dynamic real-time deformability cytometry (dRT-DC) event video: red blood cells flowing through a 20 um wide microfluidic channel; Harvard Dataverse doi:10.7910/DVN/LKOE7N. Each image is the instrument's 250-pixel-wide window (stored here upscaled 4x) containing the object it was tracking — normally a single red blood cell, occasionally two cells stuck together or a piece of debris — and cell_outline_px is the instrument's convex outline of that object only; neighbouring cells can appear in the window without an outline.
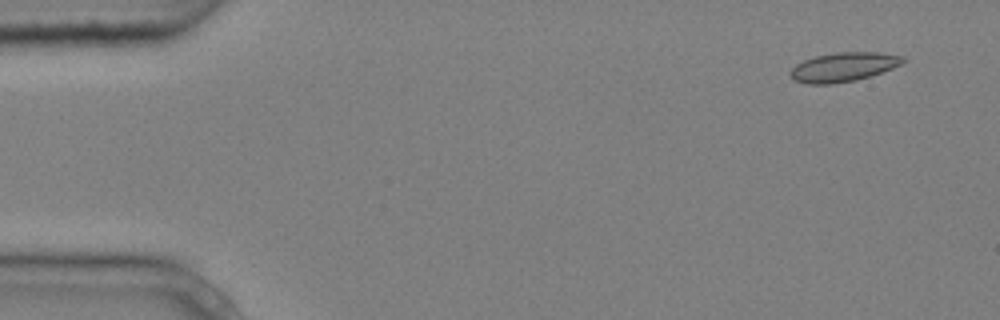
{"species": "common noctule bat (a hibernating species)", "species_latin": "Nyctalus noctula", "temperature_condition": "cold", "stored_images_in_passage": 5, "camera_frame_rate_fps": 3000, "um_per_image_px": 0.085, "animal": {"sex": "male", "body_mass_g": 20.4}, "frame": {"image": 1, "passage_image": 1, "time_ms": 0.0, "image_size_px": [1000, 320], "cell_outline_px": [[908, 60], [892, 68], [856, 80], [832, 84], [808, 84], [792, 80], [788, 72], [796, 64], [804, 60], [816, 56], [836, 52], [880, 52], [904, 56]], "centroid_in_image_um": [71.67, 5.69], "position_along_channel_um": 13.3, "area_um2": 19.19}}
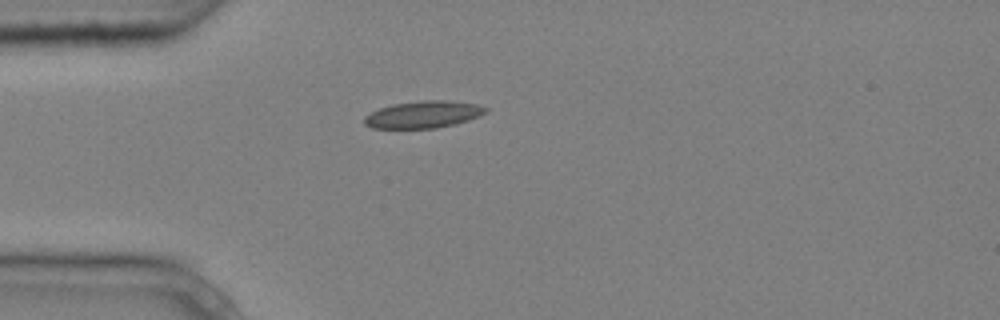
{"frame": {"image": 2, "passage_image": 4, "time_ms": 1.0, "image_size_px": [1000, 320], "cell_outline_px": [[488, 112], [480, 116], [456, 124], [436, 128], [372, 128], [364, 124], [364, 116], [380, 108], [392, 104], [424, 100], [448, 100], [476, 104], [488, 108]], "centroid_in_image_um": [36.01, 9.73], "position_along_channel_um": 49.0, "area_um2": 19.19}}